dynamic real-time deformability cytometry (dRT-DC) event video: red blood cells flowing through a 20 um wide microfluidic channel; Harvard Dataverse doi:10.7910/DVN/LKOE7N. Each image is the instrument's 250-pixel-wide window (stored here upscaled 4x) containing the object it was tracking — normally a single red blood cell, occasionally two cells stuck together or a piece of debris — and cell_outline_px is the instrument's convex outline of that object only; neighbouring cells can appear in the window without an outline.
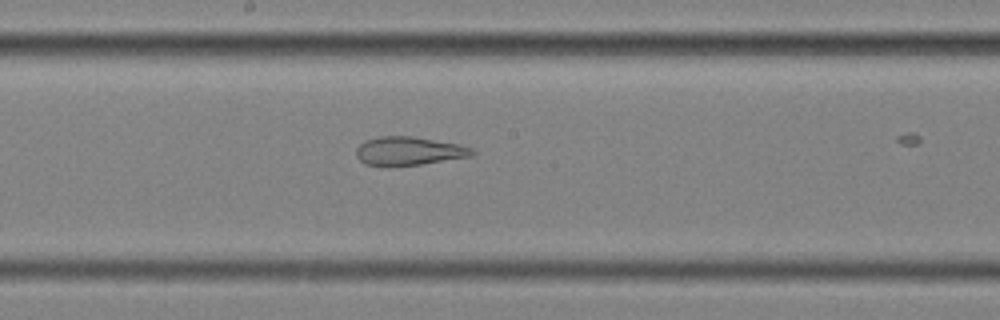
{"species": "common noctule bat (a hibernating species)", "species_latin": "Nyctalus noctula", "temperature_condition": "cold", "stored_images_in_passage": 39, "segment_of_instrument_passage": [2, 2], "camera_frame_rate_fps": 3000, "um_per_image_px": 0.085, "animal": {"sex": "female", "body_mass_g": 25.1}, "frame": {"image": 1, "passage_image": 31, "time_ms": 10.0, "image_size_px": [1000, 320], "cell_outline_px": [[476, 152], [472, 156], [420, 164], [364, 164], [356, 156], [356, 148], [364, 140], [380, 136], [412, 136], [460, 144], [472, 148]], "centroid_in_image_um": [34.77, 12.8], "position_along_channel_um": 213.4, "area_um2": 18.9}}
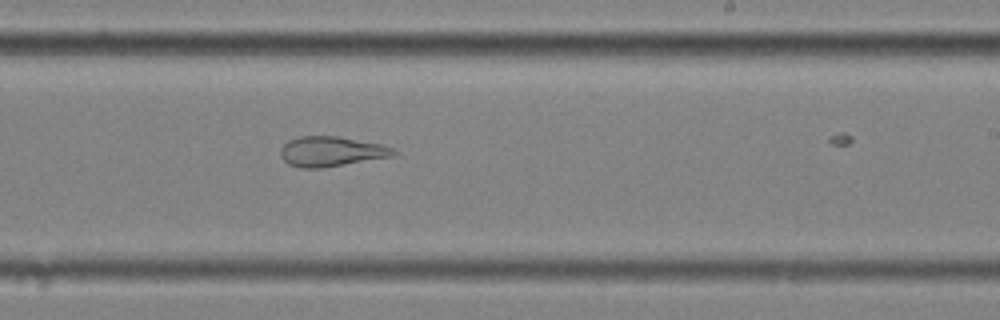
{"frame": {"image": 2, "passage_image": 35, "time_ms": 11.333, "image_size_px": [1000, 320], "cell_outline_px": [[400, 152], [392, 156], [324, 168], [300, 168], [288, 164], [280, 156], [280, 148], [288, 140], [300, 136], [336, 136], [380, 144], [392, 148]], "centroid_in_image_um": [28.12, 12.88], "position_along_channel_um": 260.9, "area_um2": 19.77}}